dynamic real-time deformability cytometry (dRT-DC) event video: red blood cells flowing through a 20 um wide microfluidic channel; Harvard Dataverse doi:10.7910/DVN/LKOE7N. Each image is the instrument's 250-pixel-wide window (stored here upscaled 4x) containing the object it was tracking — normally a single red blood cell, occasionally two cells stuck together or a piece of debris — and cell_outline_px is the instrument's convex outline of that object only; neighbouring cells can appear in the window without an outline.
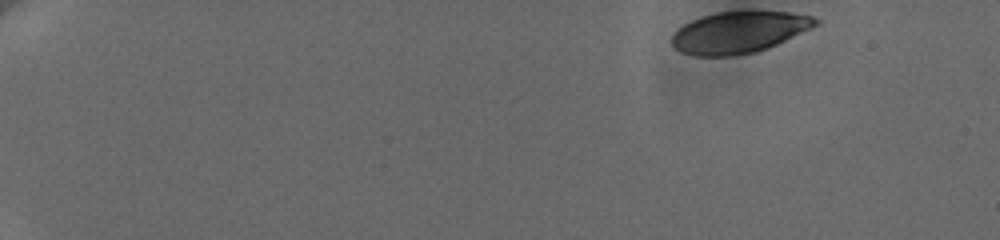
{"species": "human", "species_latin": "Homo sapiens", "temperature_condition": "cold", "stored_images_in_passage": 60, "camera_frame_rate_fps": 3000, "um_per_image_px": 0.085, "donor": {"sex": "female"}, "frame": {"image": 1, "passage_image": 1, "time_ms": 0.0, "image_size_px": [1000, 240], "cell_outline_px": [[820, 24], [812, 28], [776, 44], [752, 52], [728, 56], [696, 56], [680, 52], [672, 44], [672, 36], [684, 24], [700, 16], [716, 12], [788, 12], [812, 16], [820, 20]], "centroid_in_image_um": [62.81, 2.74], "position_along_channel_um": 22.2, "area_um2": 34.28}}
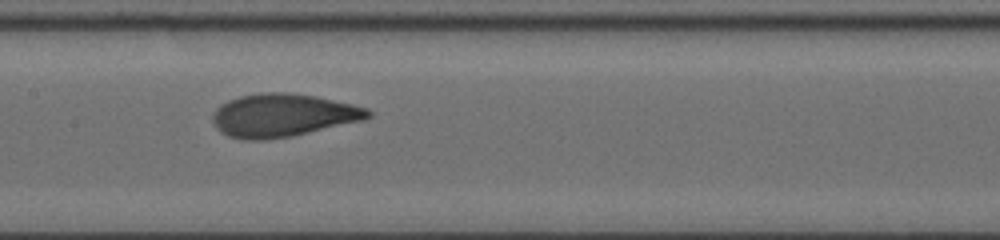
{"frame": {"image": 2, "passage_image": 39, "time_ms": 8.667, "image_size_px": [1000, 240], "cell_outline_px": [[372, 116], [364, 120], [292, 136], [264, 140], [244, 140], [228, 136], [220, 132], [216, 128], [212, 120], [212, 116], [216, 108], [220, 104], [228, 100], [240, 96], [260, 92], [292, 92], [316, 96], [352, 104], [368, 108], [372, 112]], "centroid_in_image_um": [24.03, 9.79], "position_along_channel_um": 183.4, "area_um2": 39.3}}
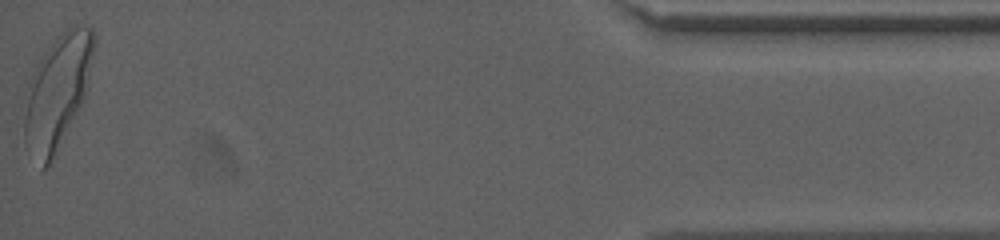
{"frame": {"image": 3, "passage_image": 60, "time_ms": 17.333, "image_size_px": [1000, 240], "cell_outline_px": [[96, 44], [88, 88], [80, 108], [52, 160], [44, 168], [24, 140], [24, 116], [28, 84], [36, 64], [44, 52], [56, 36], [64, 28], [72, 24], [76, 24], [92, 28], [96, 32]], "centroid_in_image_um": [4.93, 7.65], "position_along_channel_um": 430.3, "area_um2": 46.07}, "authors_computed_cell_mechanics": {"area_um2": 37.5411, "velocity_mm_per_s": 3.6377, "shape_relaxation_time_tau1_ms": 3.1766, "shape_relaxation_time_tau2_ms": null, "deformation_change_tau1": 0.1629, "deformation_change_tau2": null}}